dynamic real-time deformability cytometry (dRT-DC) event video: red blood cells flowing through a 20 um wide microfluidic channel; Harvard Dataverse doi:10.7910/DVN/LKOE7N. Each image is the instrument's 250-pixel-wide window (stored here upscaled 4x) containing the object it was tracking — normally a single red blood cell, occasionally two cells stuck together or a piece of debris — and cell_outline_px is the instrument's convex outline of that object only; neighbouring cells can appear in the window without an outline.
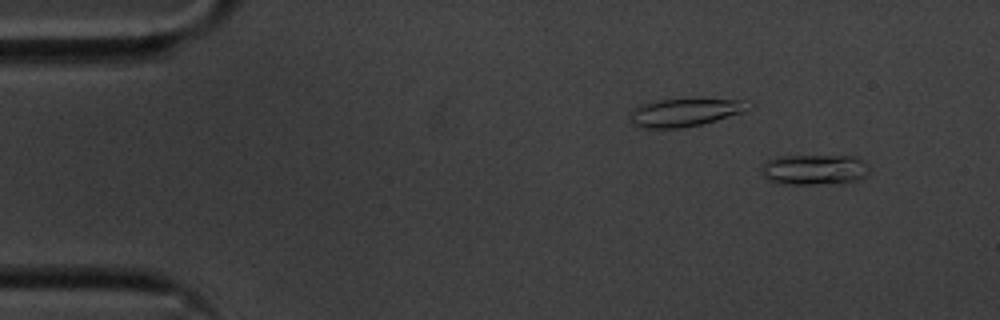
{"species": "common noctule bat (a hibernating species)", "species_latin": "Nyctalus noctula", "temperature_condition": "cold", "stored_images_in_passage": 55, "camera_frame_rate_fps": 3000, "um_per_image_px": 0.085, "animal": {"sex": "male", "body_mass_g": 20.1, "forearm_length_mm": 53.5}, "frame": {"image": 1, "passage_image": 4, "time_ms": 1.0, "image_size_px": [1000, 320], "cell_outline_px": [[868, 172], [864, 176], [856, 180], [840, 184], [776, 184], [768, 180], [760, 172], [760, 168], [764, 160], [776, 156], [856, 156], [868, 164]], "centroid_in_image_um": [69.15, 14.42], "position_along_channel_um": 15.8, "area_um2": 19.65}}
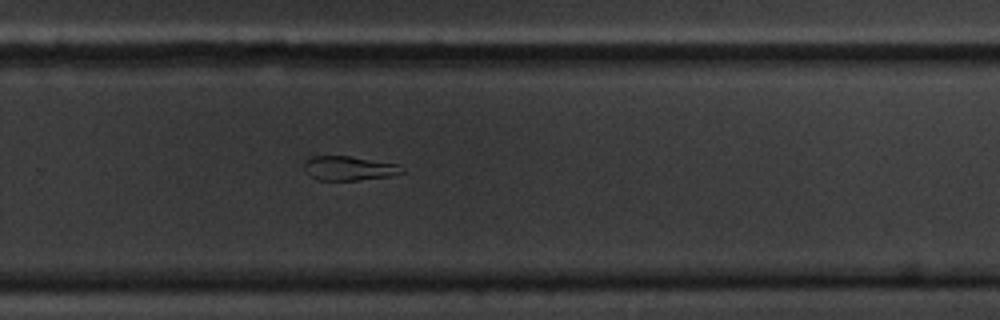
{"frame": {"image": 2, "passage_image": 36, "time_ms": 11.667, "image_size_px": [1000, 320], "cell_outline_px": [[404, 172], [392, 176], [356, 180], [316, 180], [304, 168], [304, 160], [312, 156], [348, 156], [400, 164], [404, 168]], "centroid_in_image_um": [29.7, 14.3], "position_along_channel_um": 300.1, "area_um2": 13.87}}
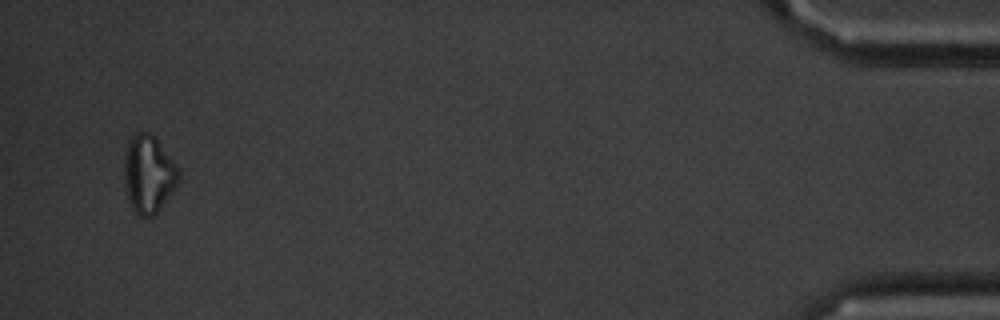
{"frame": {"image": 3, "passage_image": 53, "time_ms": 17.333, "image_size_px": [1000, 320], "cell_outline_px": [[180, 180], [176, 188], [160, 208], [152, 216], [140, 216], [132, 208], [128, 200], [124, 176], [124, 156], [128, 140], [136, 132], [148, 132], [156, 140], [172, 160], [180, 172]], "centroid_in_image_um": [12.61, 14.81], "position_along_channel_um": 422.6, "area_um2": 24.39}, "authors_computed_cell_mechanics": {"area_um2": 16.2996, "velocity_mm_per_s": 3.5773, "shape_relaxation_time_tau1_ms": 9.2404, "shape_relaxation_time_tau2_ms": null, "deformation_change_tau1": 0.2118, "deformation_change_tau2": null}}